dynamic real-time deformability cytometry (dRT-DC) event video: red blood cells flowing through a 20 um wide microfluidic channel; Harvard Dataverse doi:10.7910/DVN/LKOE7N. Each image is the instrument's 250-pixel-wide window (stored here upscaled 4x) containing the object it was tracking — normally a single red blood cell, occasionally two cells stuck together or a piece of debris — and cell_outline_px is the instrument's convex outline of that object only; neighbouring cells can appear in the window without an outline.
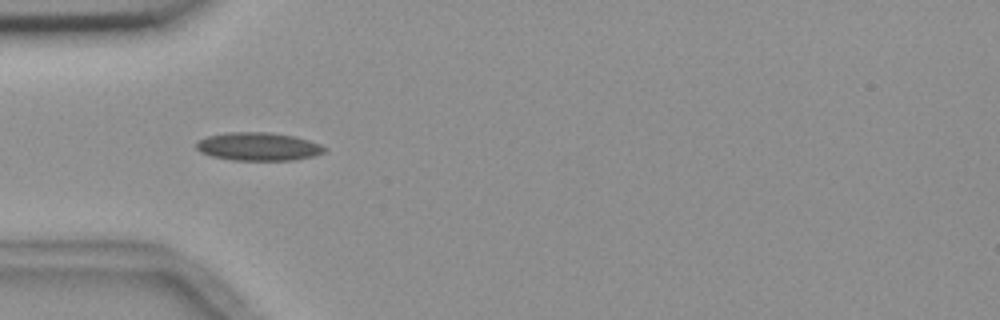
{"species": "common noctule bat (a hibernating species)", "species_latin": "Nyctalus noctula", "temperature_condition": "room temperature", "stored_images_in_passage": 11, "camera_frame_rate_fps": 3000, "um_per_image_px": 0.085, "animal": {"sex": "female", "body_mass_g": 18.4}, "frame": {"image": 1, "passage_image": 1, "time_ms": 0.0, "image_size_px": [1000, 320], "cell_outline_px": [[328, 148], [324, 152], [312, 156], [292, 160], [232, 160], [212, 156], [200, 152], [196, 148], [196, 140], [208, 136], [228, 132], [268, 132], [296, 136], [320, 144]], "centroid_in_image_um": [21.94, 12.45], "position_along_channel_um": 63.1, "area_um2": 21.1}}
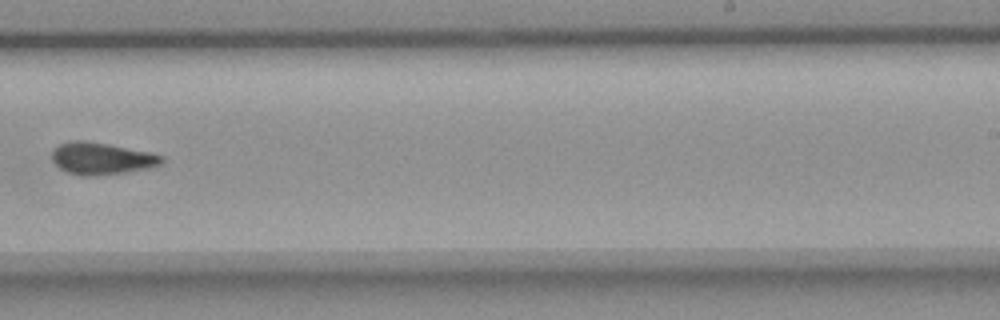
{"frame": {"image": 2, "passage_image": 6, "time_ms": 6.0, "image_size_px": [1000, 320], "cell_outline_px": [[164, 160], [160, 164], [148, 168], [124, 172], [92, 176], [80, 176], [68, 172], [60, 168], [52, 160], [52, 148], [60, 144], [72, 140], [84, 140], [108, 144], [148, 152], [164, 156]], "centroid_in_image_um": [8.59, 13.46], "position_along_channel_um": 280.4, "area_um2": 20.35}}
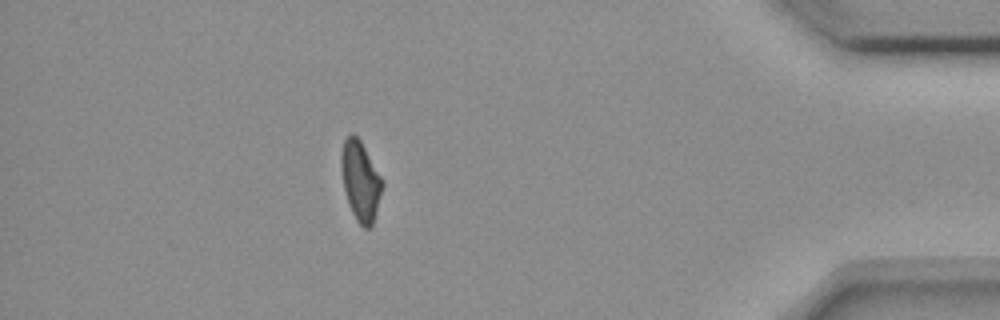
{"frame": {"image": 3, "passage_image": 10, "time_ms": 10.667, "image_size_px": [1000, 320], "cell_outline_px": [[384, 184], [376, 212], [372, 224], [368, 228], [364, 228], [356, 220], [348, 204], [344, 188], [340, 168], [340, 156], [344, 140], [348, 132], [352, 132], [360, 140], [384, 180]], "centroid_in_image_um": [30.63, 15.34], "position_along_channel_um": 404.6, "area_um2": 19.25}, "authors_computed_cell_mechanics": {"area_um2": 20.0566, "velocity_mm_per_s": 3.6496, "shape_relaxation_time_tau1_ms": 4.764, "shape_relaxation_time_tau2_ms": null, "deformation_change_tau1": 0.0939, "deformation_change_tau2": null}}